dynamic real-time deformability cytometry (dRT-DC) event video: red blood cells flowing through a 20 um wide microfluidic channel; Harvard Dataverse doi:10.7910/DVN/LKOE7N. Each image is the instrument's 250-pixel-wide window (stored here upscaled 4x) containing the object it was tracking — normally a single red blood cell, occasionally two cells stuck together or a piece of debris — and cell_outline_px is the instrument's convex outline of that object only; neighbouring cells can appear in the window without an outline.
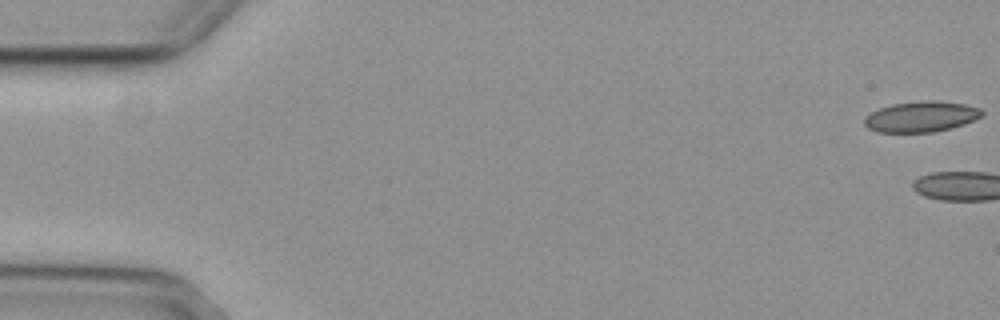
{"species": "common noctule bat (a hibernating species)", "species_latin": "Nyctalus noctula", "temperature_condition": "cold", "stored_images_in_passage": 4, "camera_frame_rate_fps": 3000, "um_per_image_px": 0.085, "animal": {"sex": "female", "body_mass_g": 29.2, "forearm_length_mm": 56.3}, "frame": {"image": 1, "passage_image": 1, "time_ms": 0.0, "image_size_px": [1000, 320], "cell_outline_px": [[984, 112], [980, 116], [964, 124], [932, 132], [876, 132], [868, 128], [864, 124], [864, 120], [872, 112], [880, 108], [892, 104], [932, 100], [964, 104], [980, 108]], "centroid_in_image_um": [78.28, 9.92], "position_along_channel_um": 6.7, "area_um2": 20.58}}